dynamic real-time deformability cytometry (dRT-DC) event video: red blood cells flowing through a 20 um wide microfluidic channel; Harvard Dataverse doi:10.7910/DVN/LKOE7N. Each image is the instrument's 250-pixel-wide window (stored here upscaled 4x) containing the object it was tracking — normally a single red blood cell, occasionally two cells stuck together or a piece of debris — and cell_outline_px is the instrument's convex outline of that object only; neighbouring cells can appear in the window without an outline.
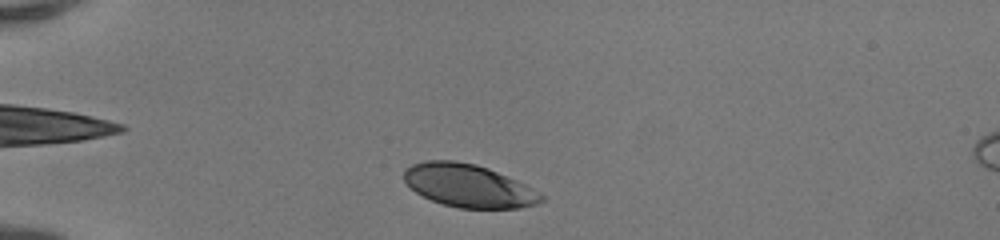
{"species": "human", "species_latin": "Homo sapiens", "temperature_condition": "room temperature", "stored_images_in_passage": 33, "camera_frame_rate_fps": 3000, "um_per_image_px": 0.085, "donor": {"sex": "female"}, "frame": {"image": 1, "passage_image": 2, "time_ms": 0.333, "image_size_px": [1000, 240], "cell_outline_px": [[544, 200], [536, 204], [520, 208], [460, 208], [444, 204], [432, 200], [416, 192], [404, 180], [404, 168], [412, 164], [424, 160], [452, 160], [476, 164], [488, 168], [516, 180], [532, 188], [544, 196]], "centroid_in_image_um": [39.82, 15.78], "position_along_channel_um": 45.2, "area_um2": 34.16}}
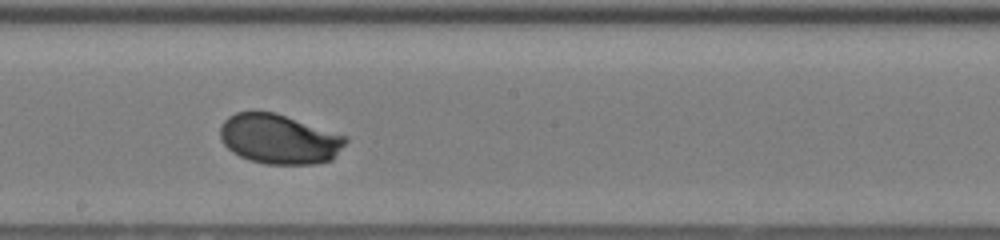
{"frame": {"image": 2, "passage_image": 18, "time_ms": 5.667, "image_size_px": [1000, 240], "cell_outline_px": [[348, 140], [332, 160], [312, 164], [268, 164], [252, 160], [240, 156], [232, 152], [220, 140], [220, 124], [228, 116], [236, 112], [276, 112], [348, 136]], "centroid_in_image_um": [23.73, 11.81], "position_along_channel_um": 224.5, "area_um2": 36.47}}
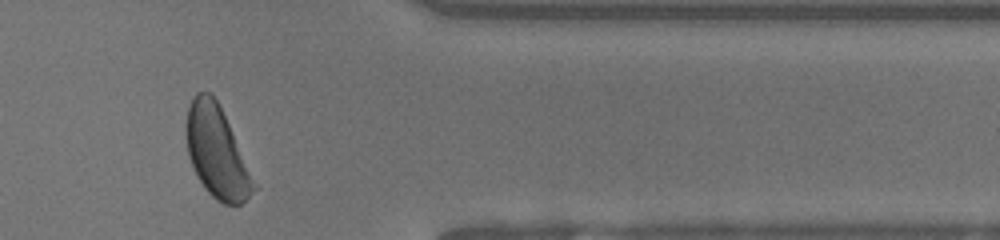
{"frame": {"image": 3, "passage_image": 31, "time_ms": 10.0, "image_size_px": [1000, 240], "cell_outline_px": [[256, 188], [240, 204], [224, 204], [216, 200], [204, 188], [196, 176], [188, 156], [188, 108], [196, 92], [208, 92], [216, 100], [232, 132]], "centroid_in_image_um": [18.39, 12.96], "position_along_channel_um": 393.0, "area_um2": 34.39}, "authors_computed_cell_mechanics": {"area_um2": 36.5296, "velocity_mm_per_s": 4.143, "shape_relaxation_time_tau1_ms": 1.8734, "shape_relaxation_time_tau2_ms": null, "deformation_change_tau1": 0.133, "deformation_change_tau2": null}}